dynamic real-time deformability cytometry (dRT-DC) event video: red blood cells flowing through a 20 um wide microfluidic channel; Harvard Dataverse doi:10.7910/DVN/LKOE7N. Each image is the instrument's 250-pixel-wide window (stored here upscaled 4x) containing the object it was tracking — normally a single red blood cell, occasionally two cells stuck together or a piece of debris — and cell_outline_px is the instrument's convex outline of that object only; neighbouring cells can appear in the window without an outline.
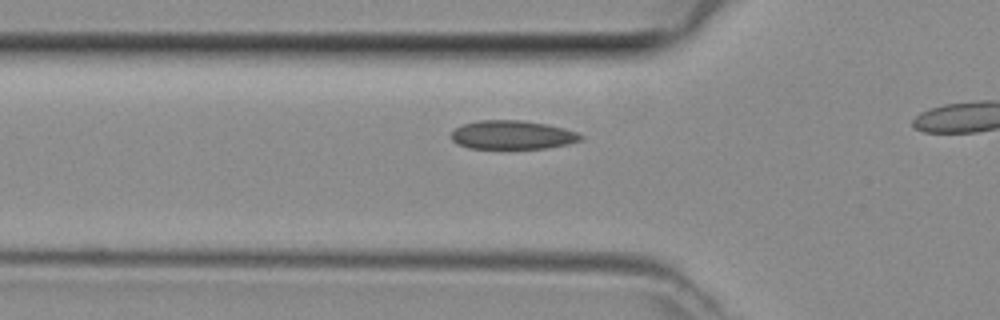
{"species": "common noctule bat (a hibernating species)", "species_latin": "Nyctalus noctula", "temperature_condition": "room temperature", "stored_images_in_passage": 20, "camera_frame_rate_fps": 3000, "um_per_image_px": 0.085, "animal": {"sex": "female", "body_mass_g": 29.2, "forearm_length_mm": 56.3}, "frame": {"image": 1, "passage_image": 10, "time_ms": 3.0, "image_size_px": [1000, 320], "cell_outline_px": [[584, 136], [580, 140], [568, 144], [544, 148], [468, 148], [452, 140], [452, 132], [456, 128], [464, 124], [480, 120], [524, 120], [564, 128], [576, 132]], "centroid_in_image_um": [43.56, 11.46], "position_along_channel_um": 82.2, "area_um2": 21.39}}
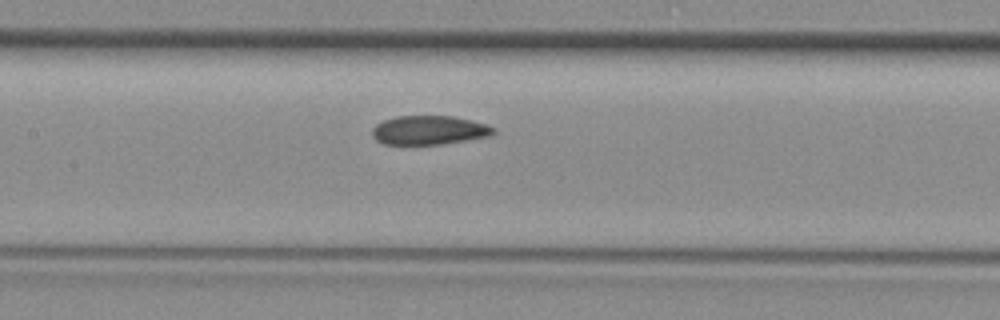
{"frame": {"image": 2, "passage_image": 16, "time_ms": 5.0, "image_size_px": [1000, 320], "cell_outline_px": [[496, 132], [492, 136], [440, 144], [384, 144], [376, 140], [372, 136], [372, 128], [376, 124], [384, 120], [396, 116], [452, 116], [472, 120], [488, 124], [496, 128]], "centroid_in_image_um": [36.51, 11.06], "position_along_channel_um": 170.9, "area_um2": 20.63}}
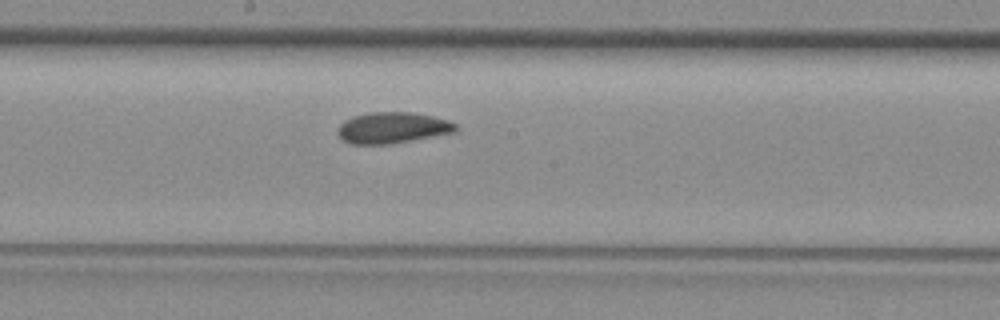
{"frame": {"image": 3, "passage_image": 19, "time_ms": 6.0, "image_size_px": [1000, 320], "cell_outline_px": [[456, 128], [452, 132], [412, 140], [388, 144], [352, 144], [344, 140], [336, 132], [340, 124], [344, 120], [368, 112], [412, 112], [432, 116], [448, 120], [456, 124]], "centroid_in_image_um": [33.32, 10.85], "position_along_channel_um": 214.9, "area_um2": 21.1}}